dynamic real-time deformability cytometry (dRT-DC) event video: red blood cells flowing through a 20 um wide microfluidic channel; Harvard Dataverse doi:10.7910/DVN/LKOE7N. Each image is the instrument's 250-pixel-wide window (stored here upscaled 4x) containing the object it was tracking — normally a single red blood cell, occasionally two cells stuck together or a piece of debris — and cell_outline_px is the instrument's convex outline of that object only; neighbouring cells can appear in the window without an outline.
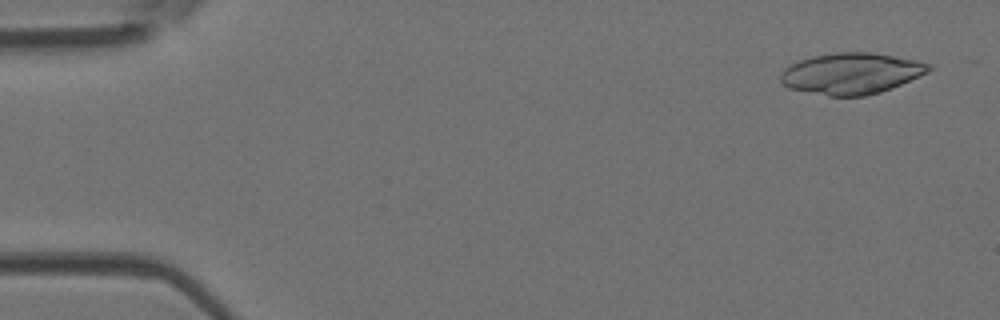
{"species": "Egyptian fruit bat (a non-hibernating species)", "species_latin": "Rousettus aegyptiacus", "temperature_condition": "room temperature", "stored_images_in_passage": 18, "camera_frame_rate_fps": 3000, "um_per_image_px": 0.085, "animal": {"sex": "female"}, "frame": {"image": 1, "passage_image": 2, "time_ms": 0.333, "image_size_px": [1000, 320], "cell_outline_px": [[932, 68], [928, 72], [900, 84], [880, 92], [864, 96], [828, 96], [788, 88], [780, 80], [780, 72], [784, 68], [800, 60], [812, 56], [836, 52], [872, 52], [916, 60], [932, 64]], "centroid_in_image_um": [72.34, 6.24], "position_along_channel_um": 12.7, "area_um2": 35.49}}